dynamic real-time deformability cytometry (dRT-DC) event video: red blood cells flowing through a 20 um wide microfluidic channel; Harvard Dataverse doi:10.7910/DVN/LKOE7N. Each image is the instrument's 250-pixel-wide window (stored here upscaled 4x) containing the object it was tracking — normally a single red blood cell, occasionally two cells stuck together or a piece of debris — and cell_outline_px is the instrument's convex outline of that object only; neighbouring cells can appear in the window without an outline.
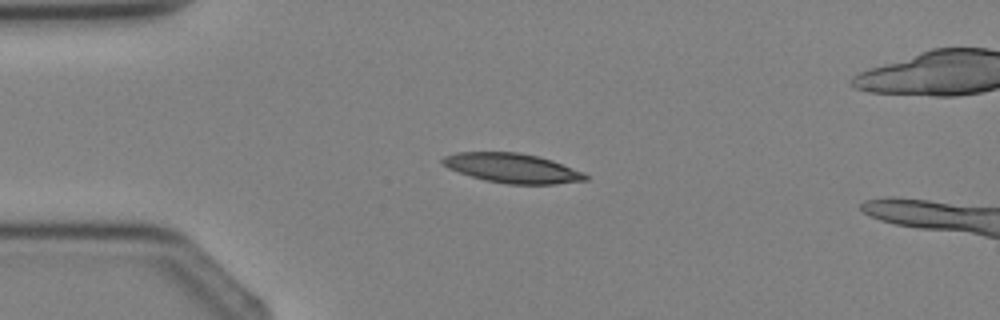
{"species": "Egyptian fruit bat (a non-hibernating species)", "species_latin": "Rousettus aegyptiacus", "temperature_condition": "cold", "stored_images_in_passage": 2, "camera_frame_rate_fps": 3000, "um_per_image_px": 0.085, "animal": {"sex": "female"}, "frame": {"image": 1, "passage_image": 1, "time_ms": 0.0, "image_size_px": [1000, 320], "cell_outline_px": [[588, 180], [556, 184], [508, 184], [484, 180], [448, 168], [440, 160], [444, 156], [456, 152], [516, 152], [536, 156], [552, 160], [584, 172], [588, 176]], "centroid_in_image_um": [43.56, 14.29], "position_along_channel_um": 41.4, "area_um2": 24.45}}